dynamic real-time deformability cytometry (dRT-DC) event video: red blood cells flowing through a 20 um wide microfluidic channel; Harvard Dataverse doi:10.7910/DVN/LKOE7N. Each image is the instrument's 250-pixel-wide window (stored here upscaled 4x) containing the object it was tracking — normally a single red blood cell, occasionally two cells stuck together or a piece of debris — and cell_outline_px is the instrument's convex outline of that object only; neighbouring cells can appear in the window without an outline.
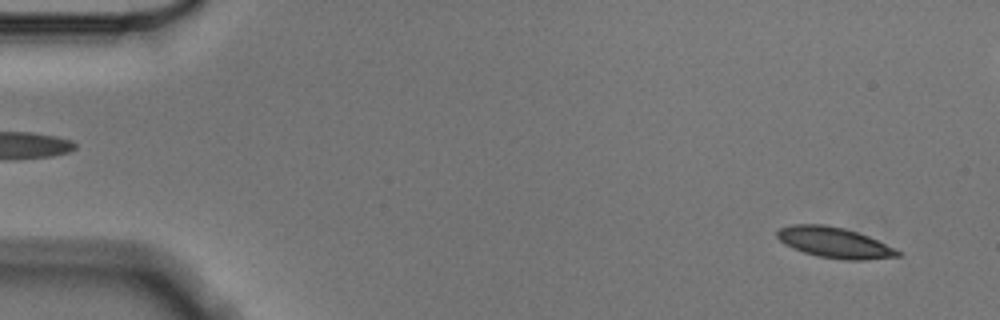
{"species": "Egyptian fruit bat (a non-hibernating species)", "species_latin": "Rousettus aegyptiacus", "temperature_condition": "cold", "stored_images_in_passage": 57, "camera_frame_rate_fps": 3000, "um_per_image_px": 0.085, "animal": {"sex": "male"}, "frame": {"image": 1, "passage_image": 3, "time_ms": 0.667, "image_size_px": [1000, 320], "cell_outline_px": [[900, 256], [864, 260], [844, 260], [816, 256], [792, 248], [784, 244], [776, 236], [776, 232], [780, 228], [792, 224], [824, 224], [844, 228], [868, 236], [900, 252]], "centroid_in_image_um": [70.86, 20.62], "position_along_channel_um": 14.1, "area_um2": 21.33}}
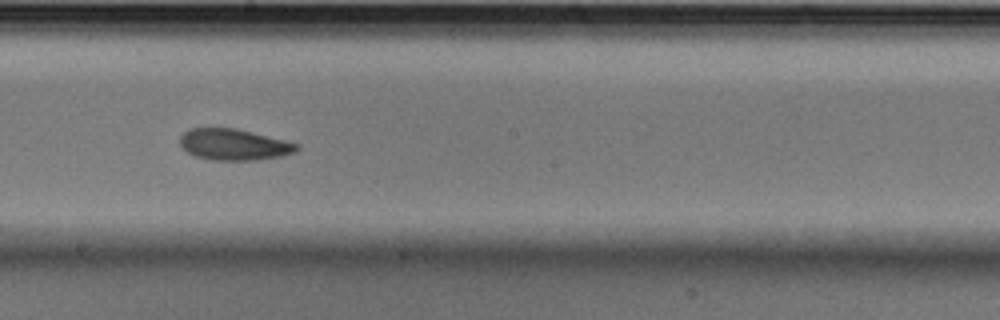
{"frame": {"image": 2, "passage_image": 31, "time_ms": 10.0, "image_size_px": [1000, 320], "cell_outline_px": [[300, 148], [296, 152], [284, 156], [256, 160], [212, 160], [196, 156], [188, 152], [180, 144], [180, 136], [188, 128], [236, 128], [300, 144]], "centroid_in_image_um": [19.91, 12.29], "position_along_channel_um": 228.3, "area_um2": 21.33}}
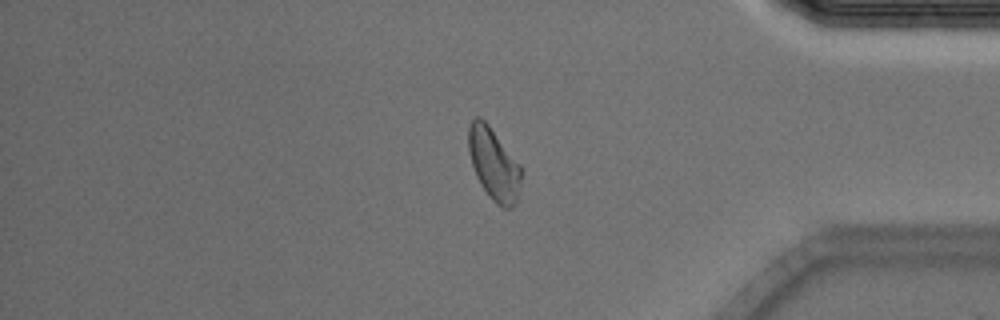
{"frame": {"image": 3, "passage_image": 47, "time_ms": 15.333, "image_size_px": [1000, 320], "cell_outline_px": [[520, 184], [516, 204], [512, 208], [504, 208], [496, 204], [488, 196], [480, 184], [476, 176], [468, 152], [468, 124], [476, 116], [480, 116], [488, 124], [520, 164]], "centroid_in_image_um": [41.95, 13.95], "position_along_channel_um": 393.3, "area_um2": 22.2}, "authors_computed_cell_mechanics": {"area_um2": 21.675, "velocity_mm_per_s": 3.529, "shape_relaxation_time_tau1_ms": 3.9588, "shape_relaxation_time_tau2_ms": 4.997, "deformation_change_tau1": 0.1167, "deformation_change_tau2": 0.1148}}